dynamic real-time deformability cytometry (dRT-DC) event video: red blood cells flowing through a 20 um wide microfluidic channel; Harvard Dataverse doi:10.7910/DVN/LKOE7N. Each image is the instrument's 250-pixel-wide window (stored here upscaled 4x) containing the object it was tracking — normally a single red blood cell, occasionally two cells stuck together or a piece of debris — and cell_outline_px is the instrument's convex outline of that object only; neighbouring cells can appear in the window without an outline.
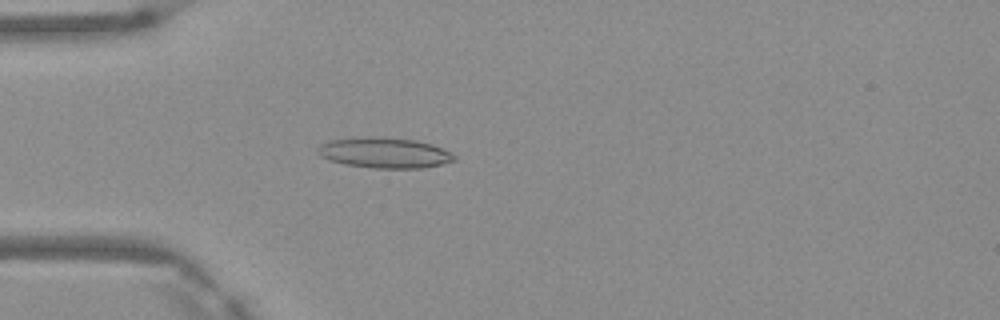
{"species": "Egyptian fruit bat (a non-hibernating species)", "species_latin": "Rousettus aegyptiacus", "temperature_condition": "warm", "stored_images_in_passage": 3, "camera_frame_rate_fps": 3000, "um_per_image_px": 0.085, "frame": {"image": 1, "passage_image": 3, "time_ms": 0.667, "image_size_px": [1000, 320], "cell_outline_px": [[456, 160], [424, 168], [372, 168], [344, 164], [328, 160], [320, 156], [316, 152], [316, 148], [320, 144], [328, 140], [356, 136], [380, 136], [416, 140], [432, 144], [452, 152], [456, 156]], "centroid_in_image_um": [32.63, 12.97], "position_along_channel_um": 52.4, "area_um2": 24.85}}